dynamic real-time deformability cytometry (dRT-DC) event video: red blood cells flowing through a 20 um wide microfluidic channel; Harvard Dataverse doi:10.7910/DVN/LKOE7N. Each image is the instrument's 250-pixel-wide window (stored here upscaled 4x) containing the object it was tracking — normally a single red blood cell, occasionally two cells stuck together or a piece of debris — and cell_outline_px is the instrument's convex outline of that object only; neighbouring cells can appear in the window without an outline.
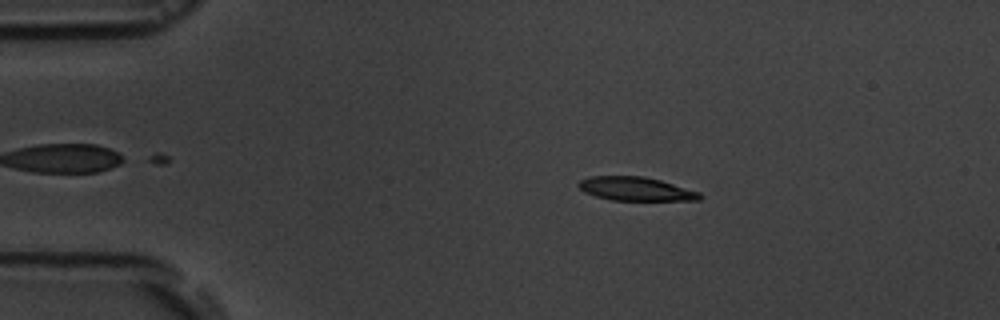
{"species": "common noctule bat (a hibernating species)", "species_latin": "Nyctalus noctula", "temperature_condition": "room temperature", "stored_images_in_passage": 5, "camera_frame_rate_fps": 3000, "um_per_image_px": 0.085, "animal": {"sex": "male", "body_mass_g": 19.5, "forearm_length_mm": 54.6}, "frame": {"image": 1, "passage_image": 2, "time_ms": 1.0, "image_size_px": [1000, 320], "cell_outline_px": [[704, 196], [700, 200], [612, 200], [596, 196], [584, 192], [576, 184], [580, 180], [592, 176], [644, 176], [660, 180], [700, 192]], "centroid_in_image_um": [54.05, 16.05], "position_along_channel_um": 30.9, "area_um2": 16.7}}
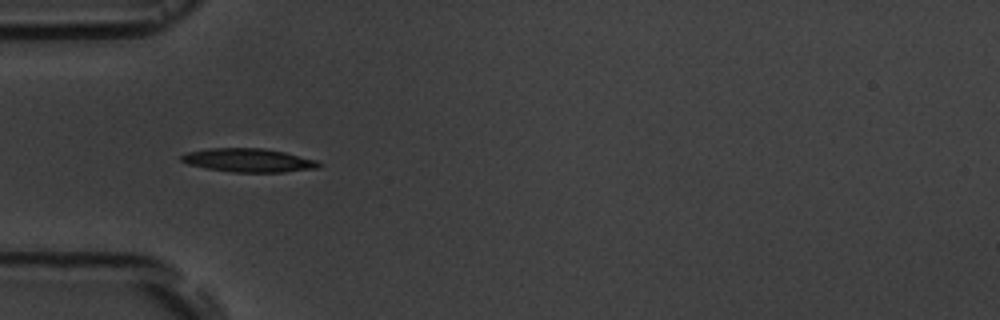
{"frame": {"image": 2, "passage_image": 4, "time_ms": 3.333, "image_size_px": [1000, 320], "cell_outline_px": [[320, 164], [316, 168], [284, 172], [236, 172], [208, 168], [188, 164], [180, 160], [180, 156], [188, 152], [208, 148], [264, 148], [284, 152], [316, 160]], "centroid_in_image_um": [21.1, 13.61], "position_along_channel_um": 63.9, "area_um2": 18.61}}
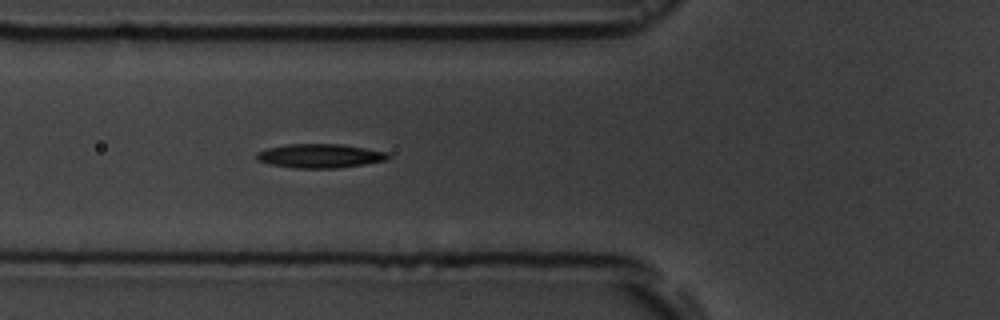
{"frame": {"image": 3, "passage_image": 5, "time_ms": 4.333, "image_size_px": [1000, 320], "cell_outline_px": [[392, 156], [388, 160], [364, 164], [336, 168], [296, 168], [268, 164], [256, 160], [256, 152], [268, 148], [288, 144], [344, 144], [388, 152]], "centroid_in_image_um": [27.22, 13.25], "position_along_channel_um": 98.6, "area_um2": 18.55}}